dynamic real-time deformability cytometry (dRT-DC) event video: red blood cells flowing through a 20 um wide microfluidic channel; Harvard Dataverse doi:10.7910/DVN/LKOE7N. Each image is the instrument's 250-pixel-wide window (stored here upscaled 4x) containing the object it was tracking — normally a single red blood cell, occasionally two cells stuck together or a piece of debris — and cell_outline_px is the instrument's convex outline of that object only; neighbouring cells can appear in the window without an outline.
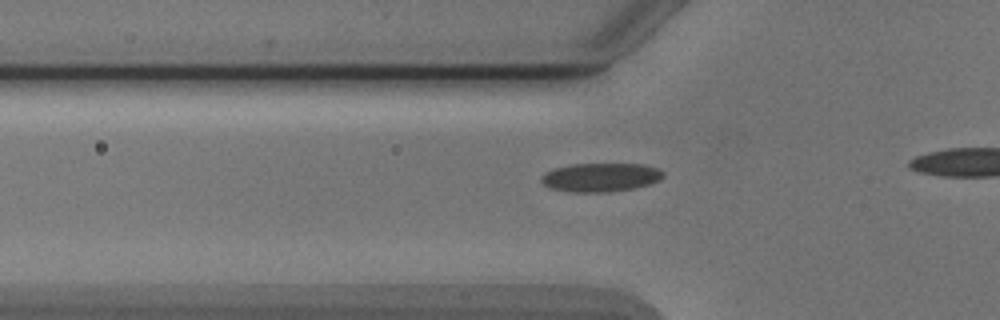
{"species": "Egyptian fruit bat (a non-hibernating species)", "species_latin": "Rousettus aegyptiacus", "temperature_condition": "cold", "stored_images_in_passage": 8, "camera_frame_rate_fps": 3000, "um_per_image_px": 0.085, "animal": {"sex": "male"}, "frame": {"image": 1, "passage_image": 8, "time_ms": 9.0, "image_size_px": [1000, 320], "cell_outline_px": [[664, 176], [660, 180], [648, 184], [632, 188], [608, 192], [572, 192], [548, 188], [540, 180], [540, 176], [544, 172], [552, 168], [572, 164], [644, 164], [656, 168], [664, 172]], "centroid_in_image_um": [51.0, 15.07], "position_along_channel_um": 74.8, "area_um2": 20.52}}